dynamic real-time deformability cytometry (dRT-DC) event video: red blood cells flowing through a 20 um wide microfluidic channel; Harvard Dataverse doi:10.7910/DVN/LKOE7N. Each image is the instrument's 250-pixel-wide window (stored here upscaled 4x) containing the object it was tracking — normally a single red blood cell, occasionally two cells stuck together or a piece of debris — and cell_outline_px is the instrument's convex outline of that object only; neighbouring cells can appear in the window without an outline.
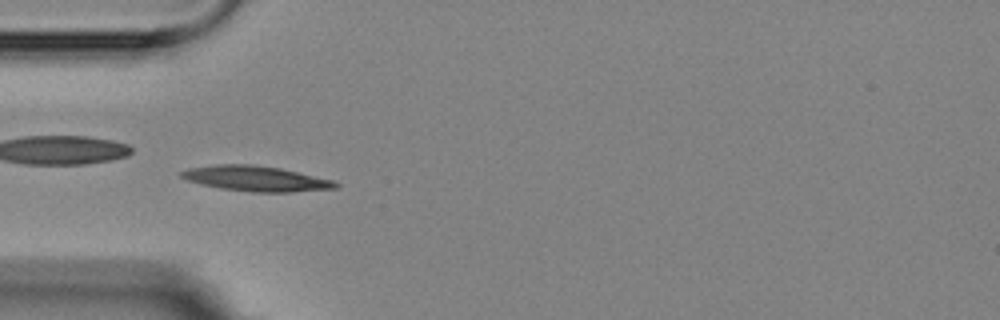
{"species": "Egyptian fruit bat (a non-hibernating species)", "species_latin": "Rousettus aegyptiacus", "temperature_condition": "room temperature", "stored_images_in_passage": 5, "camera_frame_rate_fps": 3000, "um_per_image_px": 0.085, "animal": {"sex": "female"}, "frame": {"image": 1, "passage_image": 4, "time_ms": 4.333, "image_size_px": [1000, 320], "cell_outline_px": [[340, 188], [292, 192], [252, 192], [220, 188], [200, 184], [188, 180], [180, 176], [180, 172], [188, 168], [216, 164], [252, 164], [280, 168], [332, 180], [340, 184]], "centroid_in_image_um": [21.76, 15.18], "position_along_channel_um": 63.2, "area_um2": 22.72}}